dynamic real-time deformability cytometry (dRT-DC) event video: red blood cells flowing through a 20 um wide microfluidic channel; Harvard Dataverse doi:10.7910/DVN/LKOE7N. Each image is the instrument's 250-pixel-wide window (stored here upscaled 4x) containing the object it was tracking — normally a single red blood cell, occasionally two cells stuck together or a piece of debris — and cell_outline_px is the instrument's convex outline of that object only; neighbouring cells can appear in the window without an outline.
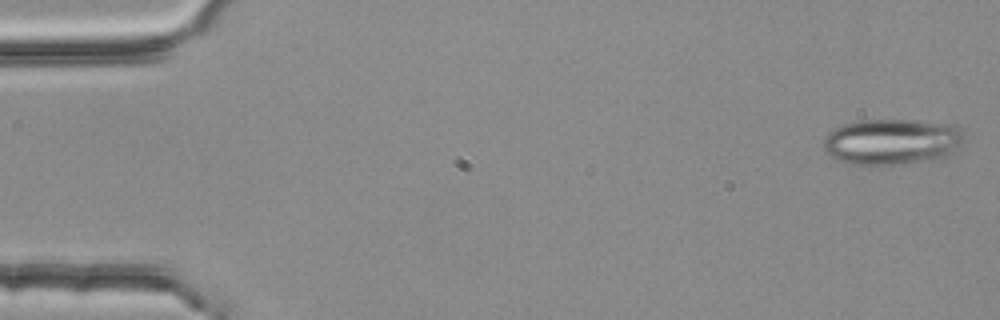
{"species": "common noctule bat (a hibernating species)", "species_latin": "Nyctalus noctula", "temperature_condition": "room temperature", "stored_images_in_passage": 4, "segment_of_instrument_passage": [2, 2], "camera_frame_rate_fps": 3000, "um_per_image_px": 0.085, "animal": {"sex": "female", "body_mass_g": 25.1}, "frame": {"image": 1, "passage_image": 4, "time_ms": 1.0, "image_size_px": [1000, 320], "cell_outline_px": [[964, 140], [948, 156], [936, 160], [892, 164], [848, 164], [824, 152], [824, 140], [836, 128], [844, 124], [860, 120], [916, 120], [956, 124], [964, 128]], "centroid_in_image_um": [75.9, 12.03], "position_along_channel_um": 9.1, "area_um2": 37.74}}